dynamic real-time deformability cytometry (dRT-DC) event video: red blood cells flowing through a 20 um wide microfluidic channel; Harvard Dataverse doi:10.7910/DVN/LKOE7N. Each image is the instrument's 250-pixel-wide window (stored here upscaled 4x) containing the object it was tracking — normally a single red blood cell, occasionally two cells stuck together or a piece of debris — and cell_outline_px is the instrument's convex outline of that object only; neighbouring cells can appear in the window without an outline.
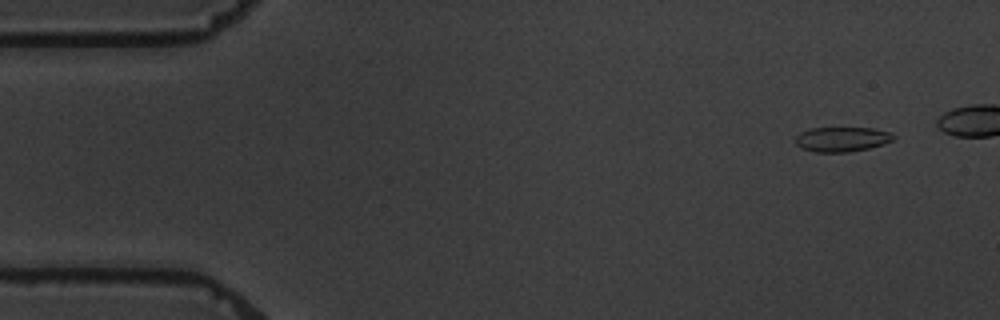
{"species": "common noctule bat (a hibernating species)", "species_latin": "Nyctalus noctula", "temperature_condition": "warm", "stored_images_in_passage": 11, "segment_of_instrument_passage": [1, 2], "camera_frame_rate_fps": 3000, "um_per_image_px": 0.085, "animal": {"sex": "male", "body_mass_g": 19.5, "forearm_length_mm": 54.6}, "frame": {"image": 1, "passage_image": 1, "time_ms": 0.0, "image_size_px": [1000, 320], "cell_outline_px": [[896, 136], [892, 140], [884, 144], [868, 148], [848, 152], [816, 152], [800, 148], [796, 144], [796, 136], [800, 132], [812, 128], [872, 128], [892, 132]], "centroid_in_image_um": [71.57, 11.83], "position_along_channel_um": 13.4, "area_um2": 14.16}}
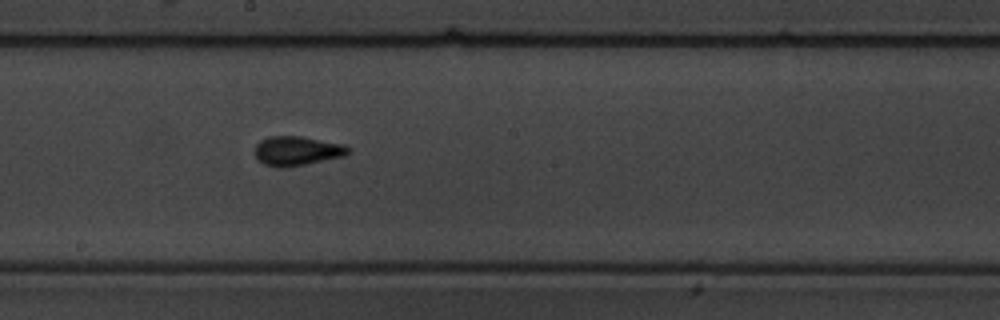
{"frame": {"image": 2, "passage_image": 8, "time_ms": 9.0, "image_size_px": [1000, 320], "cell_outline_px": [[352, 148], [344, 156], [304, 164], [280, 168], [264, 164], [256, 156], [256, 144], [260, 140], [268, 136], [300, 136], [344, 144]], "centroid_in_image_um": [25.26, 12.81], "position_along_channel_um": 222.9, "area_um2": 15.78}}
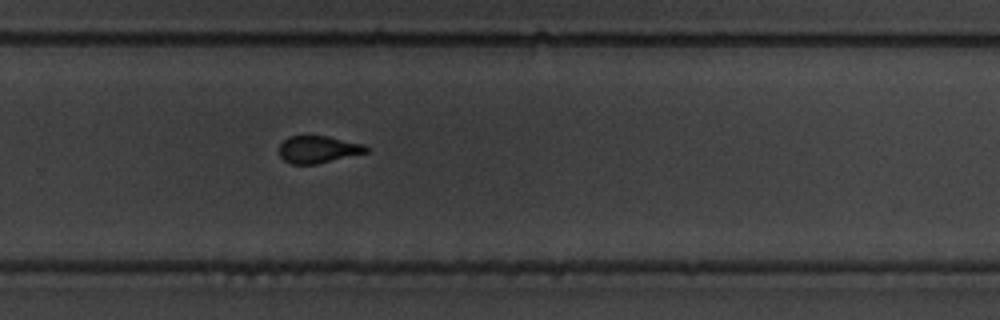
{"frame": {"image": 3, "passage_image": 10, "time_ms": 11.333, "image_size_px": [1000, 320], "cell_outline_px": [[368, 152], [316, 164], [292, 164], [284, 160], [280, 156], [280, 144], [288, 136], [328, 136], [364, 144], [368, 148]], "centroid_in_image_um": [27.04, 12.69], "position_along_channel_um": 302.8, "area_um2": 13.7}}